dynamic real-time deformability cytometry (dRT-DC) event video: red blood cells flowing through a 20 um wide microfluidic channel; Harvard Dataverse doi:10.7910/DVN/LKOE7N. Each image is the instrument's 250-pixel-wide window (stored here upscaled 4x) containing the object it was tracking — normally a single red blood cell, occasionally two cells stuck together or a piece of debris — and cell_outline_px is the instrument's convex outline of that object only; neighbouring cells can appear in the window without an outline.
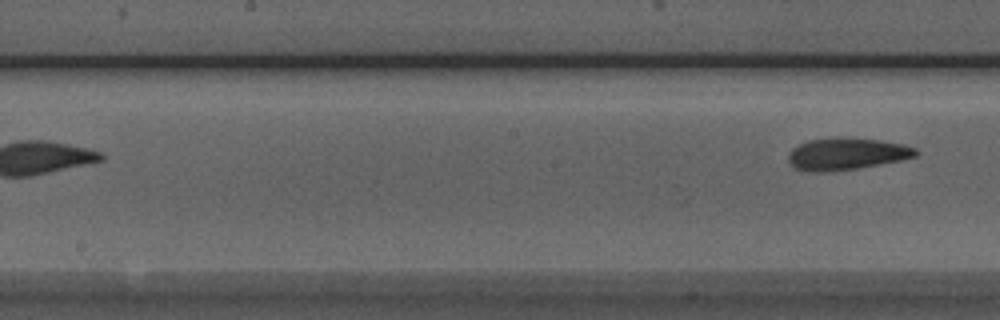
{"species": "Egyptian fruit bat (a non-hibernating species)", "species_latin": "Rousettus aegyptiacus", "temperature_condition": "room temperature", "stored_images_in_passage": 7, "segment_of_instrument_passage": [2, 2], "camera_frame_rate_fps": 3000, "um_per_image_px": 0.085, "animal": {"sex": "male"}, "frame": {"image": 1, "passage_image": 7, "time_ms": 2.0, "image_size_px": [1000, 320], "cell_outline_px": [[920, 152], [916, 156], [900, 160], [856, 168], [824, 172], [812, 172], [796, 168], [788, 160], [788, 152], [792, 148], [808, 140], [880, 140], [904, 144], [916, 148]], "centroid_in_image_um": [71.98, 13.11], "position_along_channel_um": 176.2, "area_um2": 22.77}}